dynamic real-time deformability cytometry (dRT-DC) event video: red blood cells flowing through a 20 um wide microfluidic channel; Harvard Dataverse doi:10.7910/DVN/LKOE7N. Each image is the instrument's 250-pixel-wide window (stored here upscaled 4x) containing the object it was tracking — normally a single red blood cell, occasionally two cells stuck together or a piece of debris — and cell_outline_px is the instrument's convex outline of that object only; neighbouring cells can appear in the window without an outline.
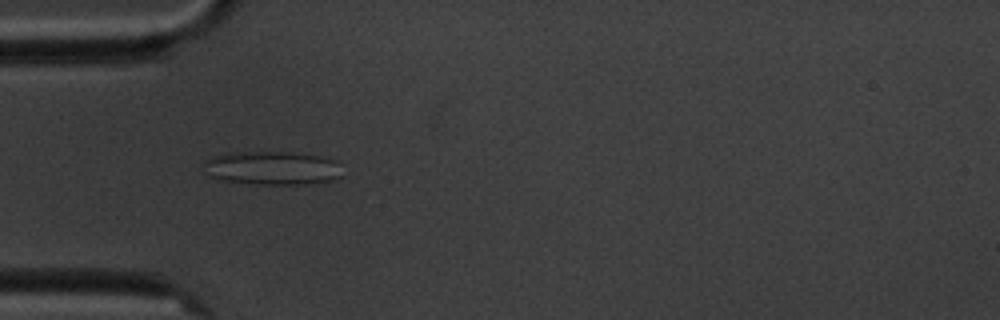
{"species": "common noctule bat (a hibernating species)", "species_latin": "Nyctalus noctula", "temperature_condition": "cold", "stored_images_in_passage": 3, "camera_frame_rate_fps": 3000, "um_per_image_px": 0.085, "animal": {"sex": "male", "body_mass_g": 20.1, "forearm_length_mm": 53.5}, "frame": {"image": 1, "passage_image": 2, "time_ms": 2.0, "image_size_px": [1000, 320], "cell_outline_px": [[340, 176], [336, 180], [308, 184], [260, 184], [220, 180], [208, 176], [204, 160], [212, 156], [228, 152], [292, 152], [324, 156], [336, 160]], "centroid_in_image_um": [23.13, 14.27], "position_along_channel_um": 61.9, "area_um2": 27.28}}
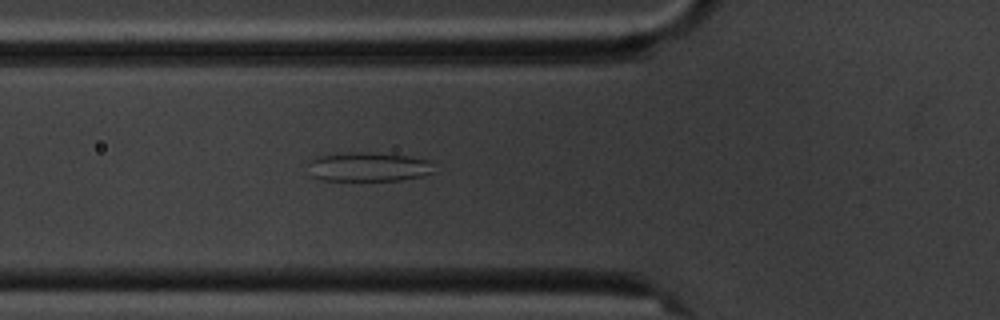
{"frame": {"image": 2, "passage_image": 3, "time_ms": 3.0, "image_size_px": [1000, 320], "cell_outline_px": [[432, 172], [424, 176], [400, 180], [320, 180], [312, 176], [308, 164], [316, 156], [340, 152], [368, 152], [408, 156], [428, 160]], "centroid_in_image_um": [31.25, 14.17], "position_along_channel_um": 94.6, "area_um2": 21.33}}